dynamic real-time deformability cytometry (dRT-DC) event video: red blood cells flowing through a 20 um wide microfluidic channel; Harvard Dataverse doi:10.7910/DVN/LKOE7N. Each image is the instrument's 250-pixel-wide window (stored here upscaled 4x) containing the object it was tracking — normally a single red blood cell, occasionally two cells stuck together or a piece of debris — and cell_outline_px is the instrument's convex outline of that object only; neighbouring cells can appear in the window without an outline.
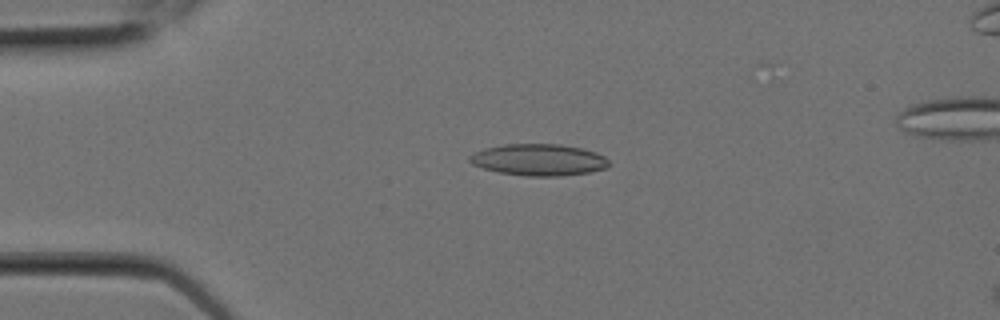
{"species": "Egyptian fruit bat (a non-hibernating species)", "species_latin": "Rousettus aegyptiacus", "temperature_condition": "room temperature", "stored_images_in_passage": 6, "camera_frame_rate_fps": 3000, "um_per_image_px": 0.085, "animal": {"sex": "female"}, "frame": {"image": 1, "passage_image": 4, "time_ms": 1.0, "image_size_px": [1000, 320], "cell_outline_px": [[612, 164], [608, 168], [588, 172], [560, 176], [528, 176], [500, 172], [484, 168], [472, 164], [468, 160], [468, 156], [472, 152], [484, 148], [504, 144], [560, 144], [580, 148], [596, 152], [604, 156]], "centroid_in_image_um": [45.79, 13.58], "position_along_channel_um": 39.2, "area_um2": 25.78}}